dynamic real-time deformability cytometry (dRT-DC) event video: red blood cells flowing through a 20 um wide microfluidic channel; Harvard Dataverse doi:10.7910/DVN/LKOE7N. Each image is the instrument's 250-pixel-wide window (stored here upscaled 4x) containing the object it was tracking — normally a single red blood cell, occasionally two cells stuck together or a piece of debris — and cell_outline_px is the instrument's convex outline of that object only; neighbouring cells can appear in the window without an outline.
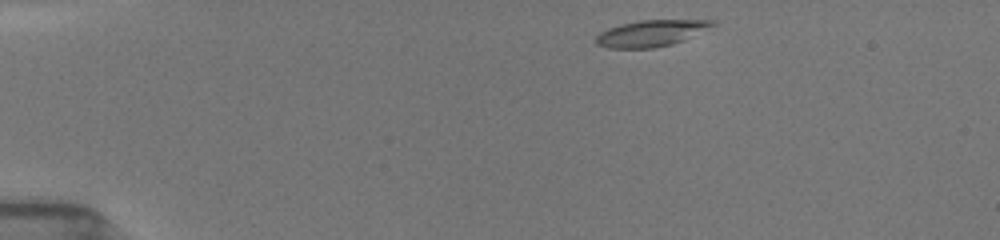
{"species": "common noctule bat (a hibernating species)", "species_latin": "Nyctalus noctula", "temperature_condition": "room temperature", "stored_images_in_passage": 44, "camera_frame_rate_fps": 3000, "um_per_image_px": 0.085, "animal": {"sex": "female", "body_mass_g": 19.5, "forearm_length_mm": 54.1}, "frame": {"image": 1, "passage_image": 1, "time_ms": 0.0, "image_size_px": [1000, 240], "cell_outline_px": [[716, 24], [684, 40], [672, 44], [652, 48], [608, 48], [596, 44], [592, 40], [600, 32], [608, 28], [620, 24], [640, 20], [716, 20]], "centroid_in_image_um": [55.29, 2.83], "position_along_channel_um": 29.7, "area_um2": 17.92}}
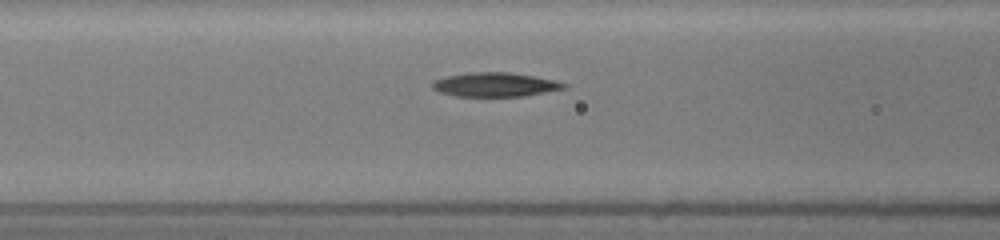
{"frame": {"image": 2, "passage_image": 21, "time_ms": 4.333, "image_size_px": [1000, 240], "cell_outline_px": [[568, 84], [564, 88], [524, 96], [456, 96], [440, 92], [432, 88], [432, 80], [444, 76], [468, 72], [508, 72], [556, 80]], "centroid_in_image_um": [42.02, 7.18], "position_along_channel_um": 124.6, "area_um2": 18.44}}
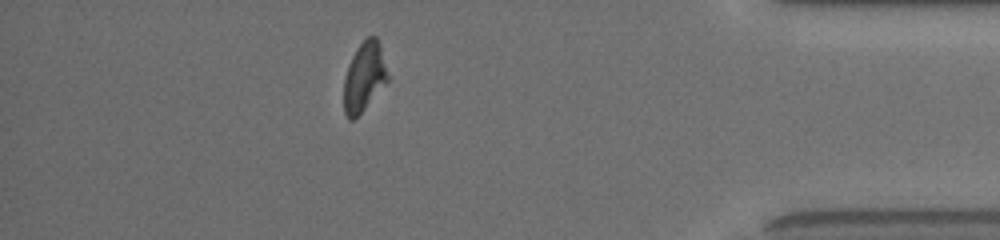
{"frame": {"image": 3, "passage_image": 40, "time_ms": 12.333, "image_size_px": [1000, 240], "cell_outline_px": [[392, 76], [364, 108], [352, 120], [348, 120], [344, 112], [344, 76], [348, 64], [356, 48], [368, 36], [376, 36], [380, 44]], "centroid_in_image_um": [30.99, 6.49], "position_along_channel_um": 404.2, "area_um2": 17.98}, "authors_computed_cell_mechanics": {"area_um2": 18.9006, "velocity_mm_per_s": 3.9363, "shape_relaxation_time_tau1_ms": 3.9534, "shape_relaxation_time_tau2_ms": 5.206, "deformation_change_tau1": 0.1586, "deformation_change_tau2": 0.1317}}